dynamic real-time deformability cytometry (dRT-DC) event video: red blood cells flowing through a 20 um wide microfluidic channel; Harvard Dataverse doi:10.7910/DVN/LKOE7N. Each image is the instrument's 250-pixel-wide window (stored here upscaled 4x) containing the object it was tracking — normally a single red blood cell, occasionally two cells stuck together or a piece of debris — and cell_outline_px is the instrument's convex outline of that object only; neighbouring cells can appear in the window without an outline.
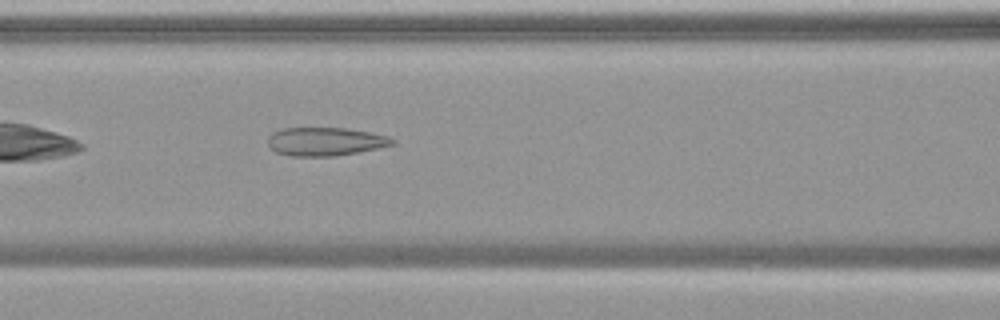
{"species": "common noctule bat (a hibernating species)", "species_latin": "Nyctalus noctula", "temperature_condition": "warm", "stored_images_in_passage": 32, "camera_frame_rate_fps": 3000, "um_per_image_px": 0.085, "animal": {"sex": "female", "body_mass_g": 19.9}, "frame": {"image": 1, "passage_image": 8, "time_ms": 2.333, "image_size_px": [1000, 320], "cell_outline_px": [[396, 144], [336, 156], [292, 156], [276, 152], [268, 144], [268, 136], [272, 132], [280, 128], [344, 128], [372, 132], [388, 136], [396, 140]], "centroid_in_image_um": [27.65, 12.02], "position_along_channel_um": 139.0, "area_um2": 20.63}}
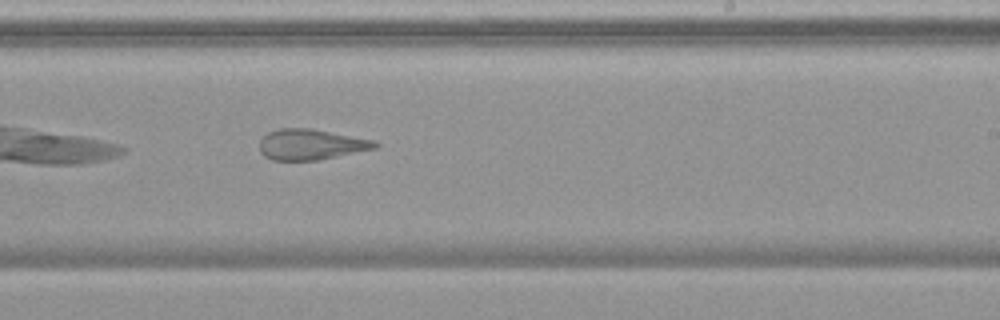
{"frame": {"image": 2, "passage_image": 18, "time_ms": 5.667, "image_size_px": [1000, 320], "cell_outline_px": [[380, 144], [376, 148], [316, 160], [272, 160], [264, 156], [260, 152], [260, 140], [268, 132], [280, 128], [312, 128], [376, 140]], "centroid_in_image_um": [26.43, 12.27], "position_along_channel_um": 262.6, "area_um2": 20.63}}
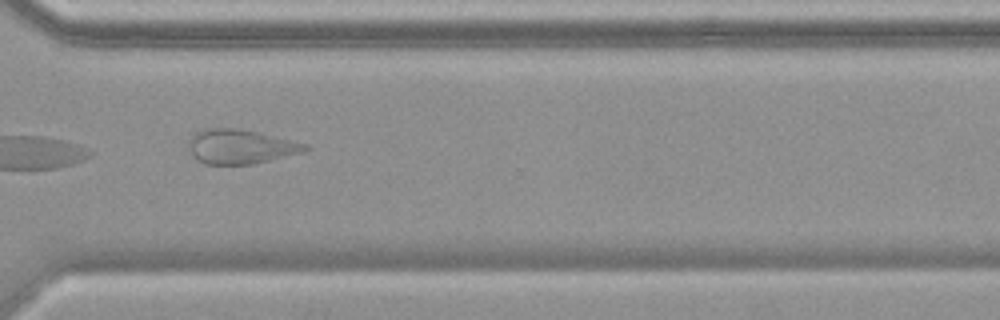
{"frame": {"image": 3, "passage_image": 25, "time_ms": 8.0, "image_size_px": [1000, 320], "cell_outline_px": [[312, 148], [304, 152], [252, 164], [204, 164], [196, 160], [192, 156], [188, 148], [188, 140], [196, 132], [204, 128], [236, 128], [256, 132], [308, 144]], "centroid_in_image_um": [20.41, 12.47], "position_along_channel_um": 350.2, "area_um2": 23.41}, "authors_computed_cell_mechanics": {"area_um2": 21.7328, "velocity_mm_per_s": 3.7408, "shape_relaxation_time_tau1_ms": null, "shape_relaxation_time_tau2_ms": 1.7937, "deformation_change_tau1": null, "deformation_change_tau2": 0.1063}}